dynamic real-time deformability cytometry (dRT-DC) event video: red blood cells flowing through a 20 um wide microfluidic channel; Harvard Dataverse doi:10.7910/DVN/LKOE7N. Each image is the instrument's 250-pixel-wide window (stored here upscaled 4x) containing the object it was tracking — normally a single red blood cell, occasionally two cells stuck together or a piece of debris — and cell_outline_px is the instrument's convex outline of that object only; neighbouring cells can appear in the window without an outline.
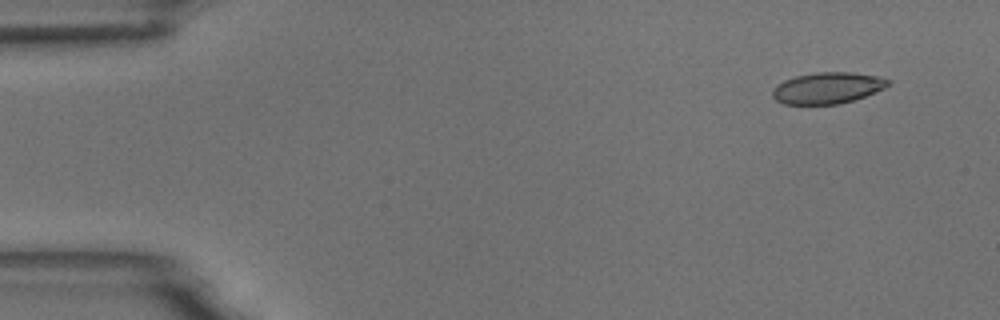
{"species": "common noctule bat (a hibernating species)", "species_latin": "Nyctalus noctula", "temperature_condition": "room temperature", "stored_images_in_passage": 4, "camera_frame_rate_fps": 3000, "um_per_image_px": 0.085, "animal": {"sex": "male", "body_mass_g": 18.8}, "frame": {"image": 1, "passage_image": 1, "time_ms": 0.0, "image_size_px": [1000, 320], "cell_outline_px": [[892, 84], [876, 92], [840, 104], [784, 104], [776, 100], [772, 96], [772, 88], [776, 84], [784, 80], [796, 76], [816, 72], [852, 72], [876, 76], [892, 80]], "centroid_in_image_um": [70.34, 7.47], "position_along_channel_um": 14.7, "area_um2": 21.21}}
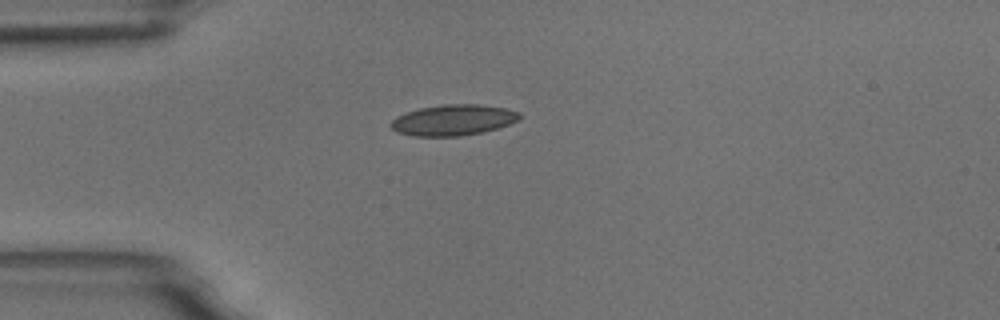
{"frame": {"image": 2, "passage_image": 4, "time_ms": 3.333, "image_size_px": [1000, 320], "cell_outline_px": [[520, 116], [516, 120], [508, 124], [484, 132], [460, 136], [412, 136], [396, 132], [388, 124], [396, 116], [420, 108], [444, 104], [480, 104], [504, 108], [520, 112]], "centroid_in_image_um": [38.48, 10.21], "position_along_channel_um": 46.5, "area_um2": 23.06}}